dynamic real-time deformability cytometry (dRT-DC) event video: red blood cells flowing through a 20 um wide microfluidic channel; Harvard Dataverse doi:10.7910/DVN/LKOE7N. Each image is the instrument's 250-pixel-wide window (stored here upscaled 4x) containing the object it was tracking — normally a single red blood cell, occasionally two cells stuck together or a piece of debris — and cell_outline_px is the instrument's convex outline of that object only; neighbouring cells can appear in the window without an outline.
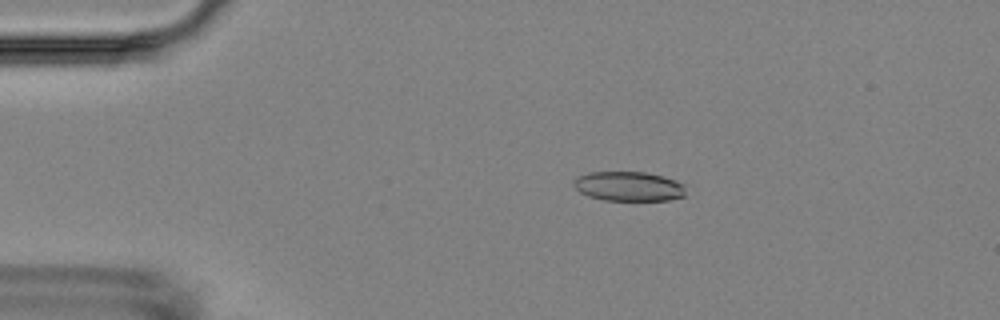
{"species": "Egyptian fruit bat (a non-hibernating species)", "species_latin": "Rousettus aegyptiacus", "temperature_condition": "room temperature", "stored_images_in_passage": 5, "camera_frame_rate_fps": 3000, "um_per_image_px": 0.085, "animal": {"sex": "female"}, "frame": {"image": 1, "passage_image": 3, "time_ms": 2.333, "image_size_px": [1000, 320], "cell_outline_px": [[684, 196], [668, 200], [604, 200], [588, 196], [580, 192], [572, 184], [572, 180], [576, 176], [588, 172], [644, 172], [664, 176], [676, 180], [684, 184]], "centroid_in_image_um": [53.4, 15.83], "position_along_channel_um": 31.6, "area_um2": 19.42}}